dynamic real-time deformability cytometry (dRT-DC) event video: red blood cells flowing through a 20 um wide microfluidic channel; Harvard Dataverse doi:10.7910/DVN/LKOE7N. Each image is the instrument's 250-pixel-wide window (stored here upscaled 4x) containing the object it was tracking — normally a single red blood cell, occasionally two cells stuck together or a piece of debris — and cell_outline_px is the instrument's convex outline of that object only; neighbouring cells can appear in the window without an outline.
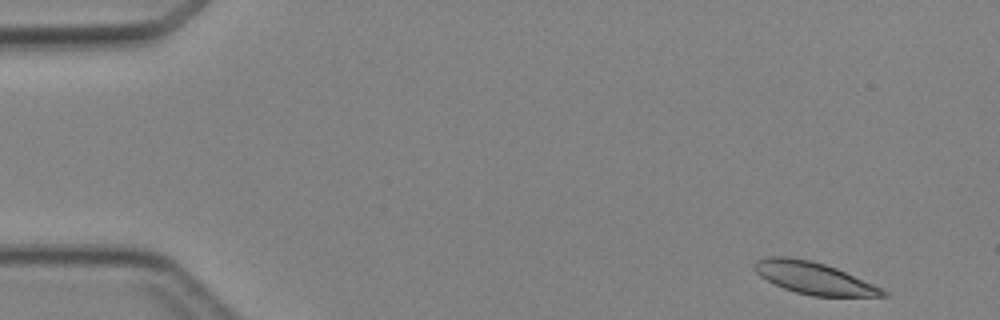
{"species": "Egyptian fruit bat (a non-hibernating species)", "species_latin": "Rousettus aegyptiacus", "temperature_condition": "cold", "stored_images_in_passage": 4, "camera_frame_rate_fps": 3000, "um_per_image_px": 0.085, "animal": {"sex": "female"}, "frame": {"image": 1, "passage_image": 1, "time_ms": 0.0, "image_size_px": [1000, 320], "cell_outline_px": [[888, 296], [812, 296], [796, 292], [784, 288], [760, 276], [752, 268], [752, 264], [756, 260], [764, 256], [788, 256], [812, 260], [836, 268], [872, 284], [888, 292]], "centroid_in_image_um": [69.11, 23.61], "position_along_channel_um": 15.9, "area_um2": 23.81}}
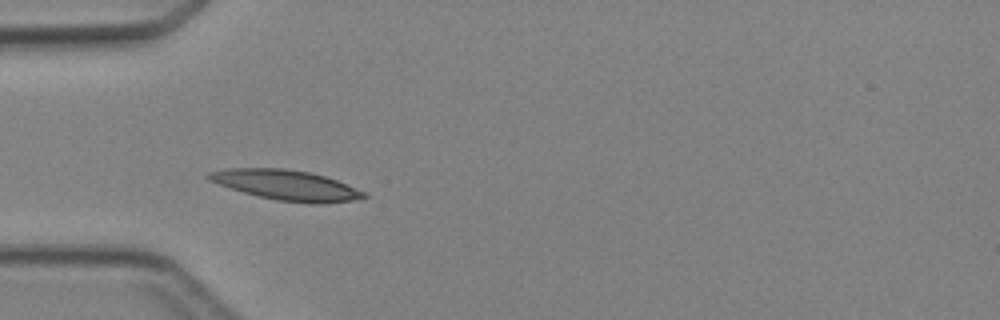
{"frame": {"image": 2, "passage_image": 4, "time_ms": 3.667, "image_size_px": [1000, 320], "cell_outline_px": [[368, 196], [352, 200], [324, 204], [308, 204], [276, 200], [244, 192], [208, 180], [204, 176], [208, 172], [224, 168], [284, 168], [308, 172], [324, 176], [336, 180], [364, 192]], "centroid_in_image_um": [24.3, 15.73], "position_along_channel_um": 60.7, "area_um2": 27.11}}